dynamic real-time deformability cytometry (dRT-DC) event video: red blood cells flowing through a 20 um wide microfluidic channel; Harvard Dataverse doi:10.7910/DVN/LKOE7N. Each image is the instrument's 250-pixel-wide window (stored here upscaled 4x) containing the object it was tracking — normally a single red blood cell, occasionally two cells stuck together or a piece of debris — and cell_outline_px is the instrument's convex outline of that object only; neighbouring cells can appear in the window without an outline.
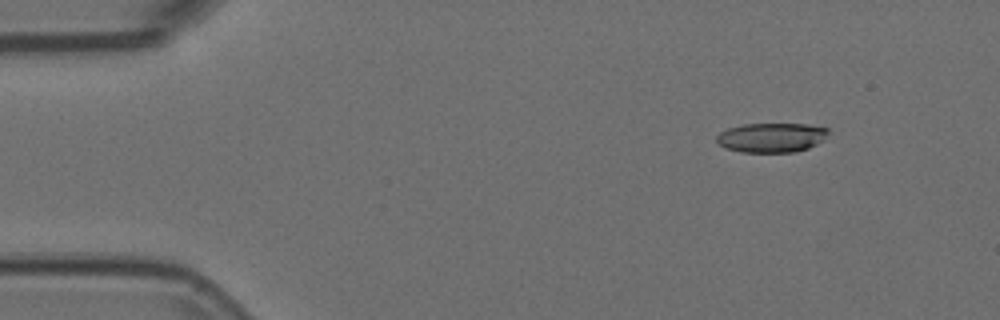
{"species": "Egyptian fruit bat (a non-hibernating species)", "species_latin": "Rousettus aegyptiacus", "temperature_condition": "room temperature", "stored_images_in_passage": 5, "camera_frame_rate_fps": 3000, "um_per_image_px": 0.085, "animal": {"sex": "female"}, "frame": {"image": 1, "passage_image": 2, "time_ms": 0.333, "image_size_px": [1000, 320], "cell_outline_px": [[828, 132], [824, 140], [808, 148], [796, 152], [744, 152], [728, 148], [720, 144], [716, 140], [716, 136], [720, 132], [728, 128], [744, 124], [808, 124], [828, 128]], "centroid_in_image_um": [65.6, 11.68], "position_along_channel_um": 19.4, "area_um2": 19.07}}
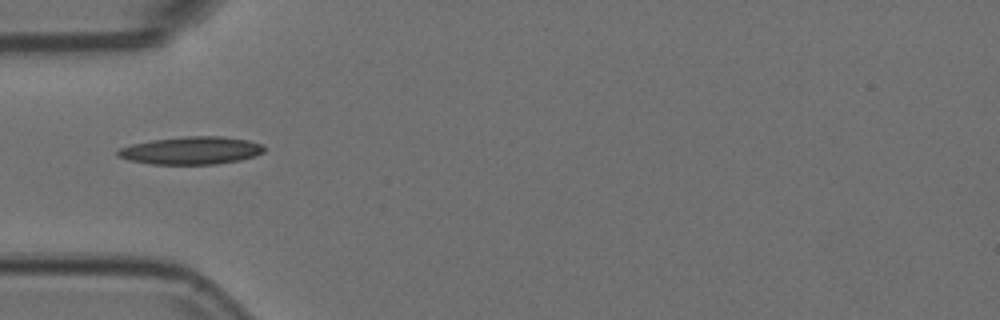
{"frame": {"image": 2, "passage_image": 5, "time_ms": 1.333, "image_size_px": [1000, 320], "cell_outline_px": [[264, 152], [256, 156], [240, 160], [216, 164], [152, 164], [128, 160], [120, 156], [116, 152], [120, 148], [132, 144], [152, 140], [184, 136], [220, 136], [248, 140], [264, 144]], "centroid_in_image_um": [16.3, 12.79], "position_along_channel_um": 68.7, "area_um2": 23.64}}